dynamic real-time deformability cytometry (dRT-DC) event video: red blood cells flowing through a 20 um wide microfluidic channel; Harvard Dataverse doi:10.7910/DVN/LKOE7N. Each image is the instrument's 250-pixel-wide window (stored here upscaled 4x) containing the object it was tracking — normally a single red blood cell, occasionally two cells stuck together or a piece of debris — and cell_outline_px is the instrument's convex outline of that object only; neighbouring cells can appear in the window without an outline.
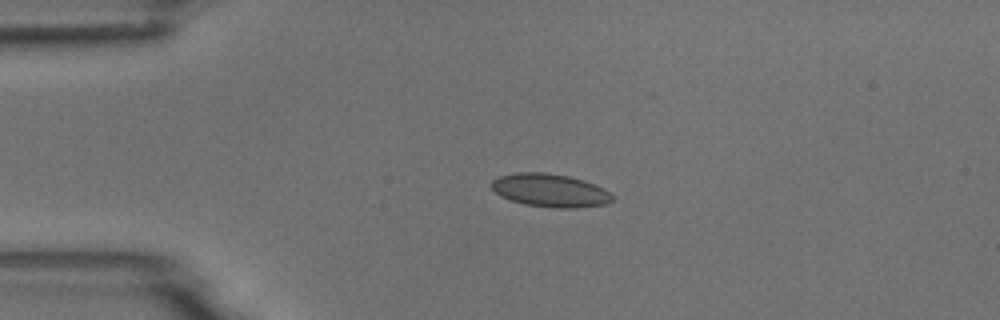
{"species": "common noctule bat (a hibernating species)", "species_latin": "Nyctalus noctula", "temperature_condition": "room temperature", "stored_images_in_passage": 14, "camera_frame_rate_fps": 3000, "um_per_image_px": 0.085, "animal": {"sex": "male", "body_mass_g": 18.8}, "frame": {"image": 1, "passage_image": 3, "time_ms": 3.0, "image_size_px": [1000, 320], "cell_outline_px": [[612, 200], [608, 204], [576, 208], [556, 208], [524, 204], [500, 196], [492, 188], [492, 180], [500, 176], [516, 172], [544, 172], [568, 176], [584, 180], [604, 188], [612, 196]], "centroid_in_image_um": [46.77, 16.18], "position_along_channel_um": 38.2, "area_um2": 23.29}}
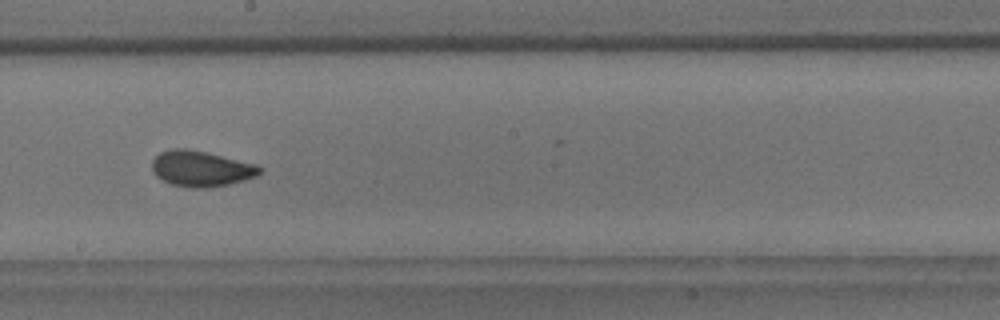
{"frame": {"image": 2, "passage_image": 8, "time_ms": 9.0, "image_size_px": [1000, 320], "cell_outline_px": [[264, 168], [256, 176], [244, 180], [228, 184], [208, 188], [192, 188], [172, 184], [156, 176], [152, 172], [152, 160], [160, 152], [172, 148], [184, 148], [208, 152], [256, 164]], "centroid_in_image_um": [17.09, 14.33], "position_along_channel_um": 231.1, "area_um2": 22.48}}
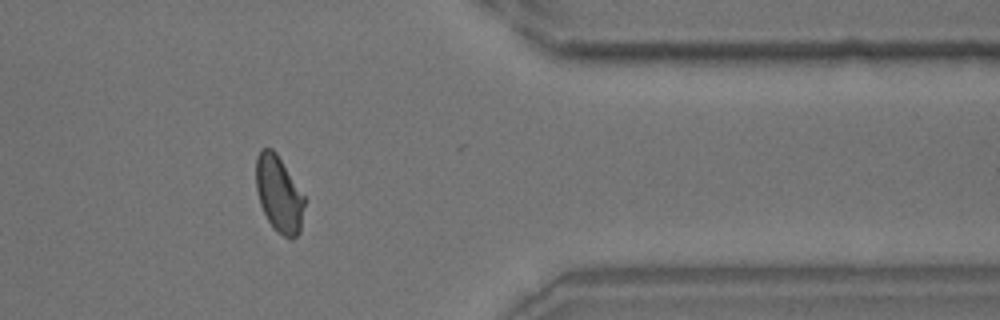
{"frame": {"image": 3, "passage_image": 12, "time_ms": 13.667, "image_size_px": [1000, 320], "cell_outline_px": [[304, 204], [300, 232], [292, 240], [276, 232], [272, 228], [260, 204], [256, 188], [256, 156], [260, 148], [272, 148], [276, 152], [304, 196]], "centroid_in_image_um": [23.69, 16.5], "position_along_channel_um": 387.7, "area_um2": 21.5}, "authors_computed_cell_mechanics": {"area_um2": 21.6172, "velocity_mm_per_s": 3.7323, "shape_relaxation_time_tau1_ms": 3.2643, "shape_relaxation_time_tau2_ms": null, "deformation_change_tau1": 0.0855, "deformation_change_tau2": null}}